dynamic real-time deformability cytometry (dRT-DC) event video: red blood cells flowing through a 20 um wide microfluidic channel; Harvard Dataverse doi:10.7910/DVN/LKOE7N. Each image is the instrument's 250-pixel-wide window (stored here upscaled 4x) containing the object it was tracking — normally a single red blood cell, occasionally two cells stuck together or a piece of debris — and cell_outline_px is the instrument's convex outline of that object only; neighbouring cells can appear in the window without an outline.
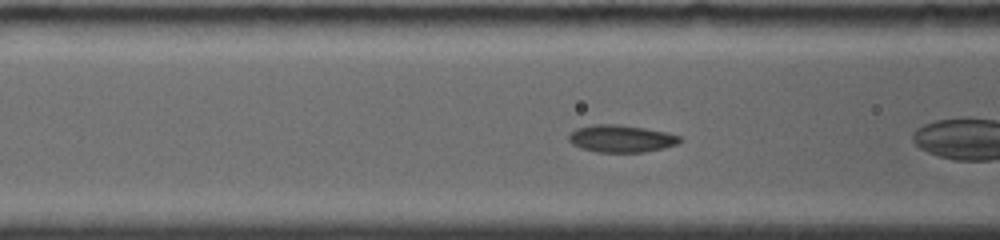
{"species": "common noctule bat (a hibernating species)", "species_latin": "Nyctalus noctula", "temperature_condition": "room temperature", "stored_images_in_passage": 48, "camera_frame_rate_fps": 4000, "um_per_image_px": 0.085, "animal": {"sex": "female", "body_mass_g": 19.0, "forearm_length_mm": 56.7}, "frame": {"image": 1, "passage_image": 7, "time_ms": 1.5, "image_size_px": [1000, 240], "cell_outline_px": [[684, 140], [676, 144], [664, 148], [644, 152], [600, 152], [580, 148], [572, 144], [568, 140], [568, 136], [576, 128], [592, 124], [616, 124], [644, 128], [664, 132], [680, 136]], "centroid_in_image_um": [52.78, 11.78], "position_along_channel_um": 113.8, "area_um2": 17.63}}
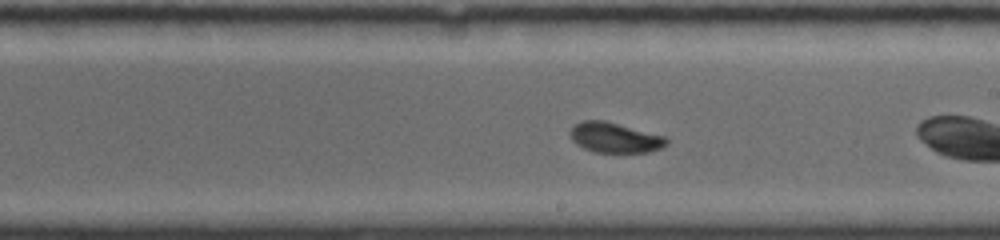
{"frame": {"image": 2, "passage_image": 21, "time_ms": 4.75, "image_size_px": [1000, 240], "cell_outline_px": [[668, 144], [660, 148], [648, 152], [596, 152], [584, 148], [572, 140], [568, 132], [576, 124], [584, 120], [604, 120], [664, 136], [668, 140]], "centroid_in_image_um": [52.25, 11.69], "position_along_channel_um": 236.8, "area_um2": 16.7}}